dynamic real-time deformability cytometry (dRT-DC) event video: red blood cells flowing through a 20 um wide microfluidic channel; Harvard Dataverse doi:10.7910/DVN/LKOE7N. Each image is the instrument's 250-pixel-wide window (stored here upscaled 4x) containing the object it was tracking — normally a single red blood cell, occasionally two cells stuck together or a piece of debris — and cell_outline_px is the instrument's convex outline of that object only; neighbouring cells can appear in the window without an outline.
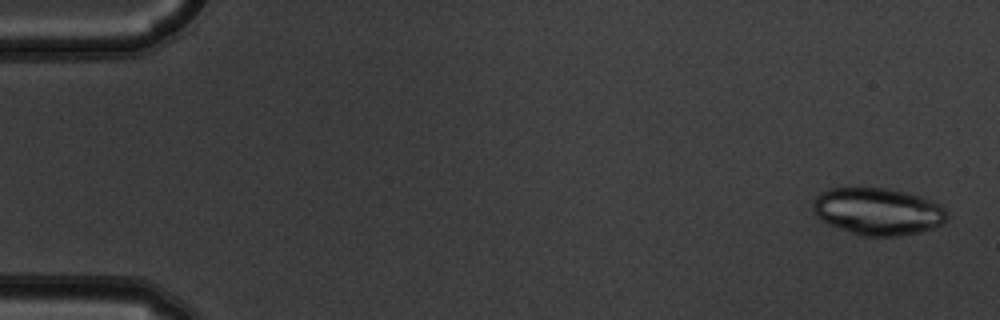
{"species": "common noctule bat (a hibernating species)", "species_latin": "Nyctalus noctula", "temperature_condition": "warm", "stored_images_in_passage": 5, "camera_frame_rate_fps": 3000, "um_per_image_px": 0.085, "animal": {"sex": "male", "body_mass_g": 19.5, "forearm_length_mm": 54.6}, "frame": {"image": 1, "passage_image": 1, "time_ms": 0.0, "image_size_px": [1000, 320], "cell_outline_px": [[948, 220], [944, 224], [920, 232], [896, 236], [860, 236], [828, 224], [820, 220], [812, 212], [812, 204], [816, 196], [820, 192], [828, 188], [884, 188], [908, 192], [920, 196], [940, 204], [948, 212]], "centroid_in_image_um": [74.61, 17.97], "position_along_channel_um": 10.4, "area_um2": 37.28}}